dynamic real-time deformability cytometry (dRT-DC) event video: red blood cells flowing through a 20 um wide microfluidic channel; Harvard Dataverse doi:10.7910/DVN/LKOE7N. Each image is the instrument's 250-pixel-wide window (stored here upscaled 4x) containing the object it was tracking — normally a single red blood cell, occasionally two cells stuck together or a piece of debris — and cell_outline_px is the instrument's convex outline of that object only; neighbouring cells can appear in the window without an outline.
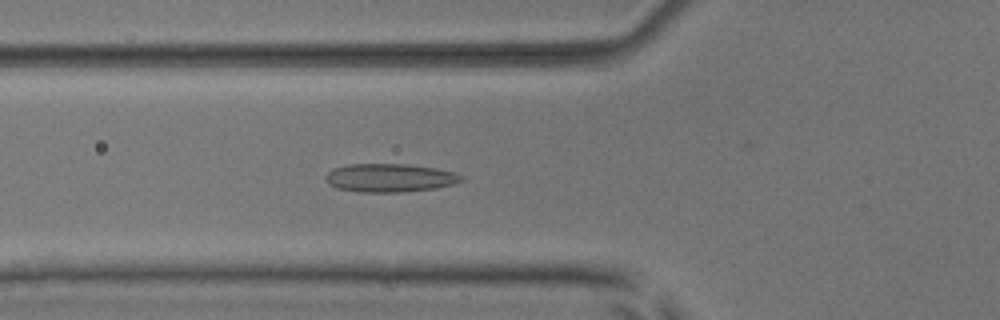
{"species": "common noctule bat (a hibernating species)", "species_latin": "Nyctalus noctula", "temperature_condition": "room temperature", "stored_images_in_passage": 52, "camera_frame_rate_fps": 3000, "um_per_image_px": 0.085, "animal": {"sex": "male", "body_mass_g": 17.9, "forearm_length_mm": 54.2}, "frame": {"image": 1, "passage_image": 19, "time_ms": 6.0, "image_size_px": [1000, 320], "cell_outline_px": [[464, 180], [452, 184], [436, 188], [400, 192], [360, 192], [336, 188], [328, 184], [324, 176], [332, 168], [348, 164], [408, 164], [436, 168], [452, 172], [464, 176]], "centroid_in_image_um": [33.1, 15.11], "position_along_channel_um": 92.7, "area_um2": 22.54}}
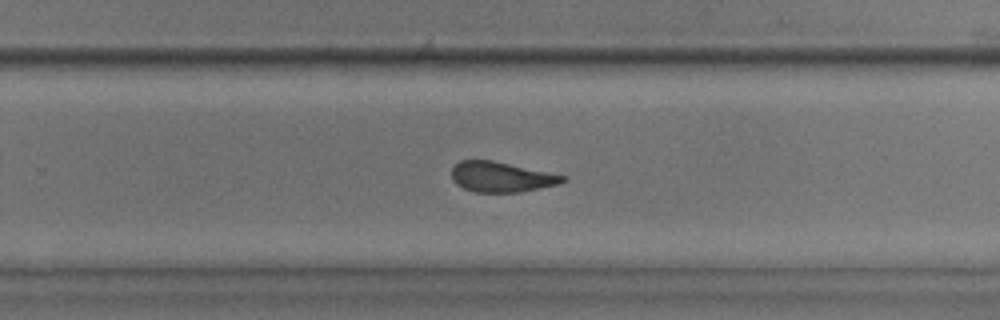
{"frame": {"image": 2, "passage_image": 34, "time_ms": 11.0, "image_size_px": [1000, 320], "cell_outline_px": [[568, 180], [556, 184], [520, 192], [476, 192], [464, 188], [456, 184], [452, 180], [452, 168], [460, 160], [492, 160], [568, 176]], "centroid_in_image_um": [42.61, 15.03], "position_along_channel_um": 287.2, "area_um2": 19.48}}
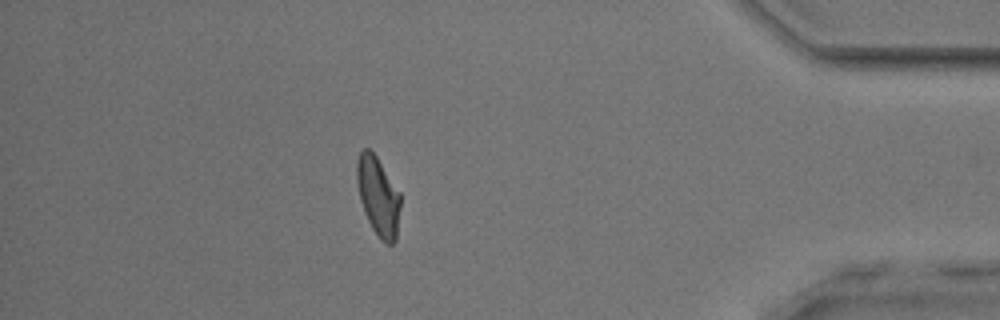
{"frame": {"image": 3, "passage_image": 46, "time_ms": 15.0, "image_size_px": [1000, 320], "cell_outline_px": [[400, 208], [396, 240], [392, 244], [384, 244], [380, 240], [372, 228], [364, 212], [360, 200], [356, 180], [356, 160], [360, 152], [364, 148], [368, 148], [376, 156], [400, 192]], "centroid_in_image_um": [32.14, 16.69], "position_along_channel_um": 403.1, "area_um2": 20.17}, "authors_computed_cell_mechanics": {"area_um2": 20.8947, "velocity_mm_per_s": 3.8953, "shape_relaxation_time_tau1_ms": null, "shape_relaxation_time_tau2_ms": 1.4094, "deformation_change_tau1": null, "deformation_change_tau2": 0.0898}}